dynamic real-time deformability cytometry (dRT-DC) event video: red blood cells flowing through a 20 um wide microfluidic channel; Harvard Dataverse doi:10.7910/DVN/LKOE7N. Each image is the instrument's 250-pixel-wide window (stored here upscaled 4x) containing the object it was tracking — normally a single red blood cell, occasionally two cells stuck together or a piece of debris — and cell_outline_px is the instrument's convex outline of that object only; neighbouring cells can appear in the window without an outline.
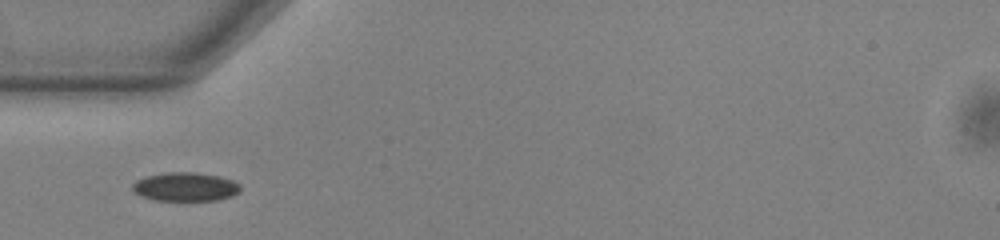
{"species": "common noctule bat (a hibernating species)", "species_latin": "Nyctalus noctula", "temperature_condition": "warm", "stored_images_in_passage": 37, "camera_frame_rate_fps": 3000, "um_per_image_px": 0.085, "animal": {"sex": "male", "body_mass_g": 13.0, "forearm_length_mm": 53.1}, "frame": {"image": 1, "passage_image": 1, "time_ms": 0.0, "image_size_px": [1000, 240], "cell_outline_px": [[240, 192], [232, 196], [216, 200], [152, 200], [136, 192], [132, 188], [132, 184], [136, 180], [148, 176], [168, 172], [196, 172], [220, 176], [232, 180], [240, 184]], "centroid_in_image_um": [15.8, 15.87], "position_along_channel_um": 69.2, "area_um2": 17.98}}
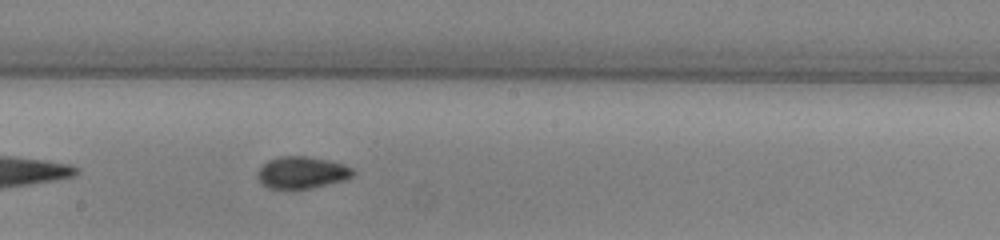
{"frame": {"image": 2, "passage_image": 13, "time_ms": 4.0, "image_size_px": [1000, 240], "cell_outline_px": [[356, 172], [352, 176], [344, 180], [312, 188], [268, 188], [260, 184], [256, 176], [256, 172], [268, 160], [280, 156], [308, 156], [328, 160], [344, 164], [352, 168]], "centroid_in_image_um": [25.64, 14.66], "position_along_channel_um": 222.6, "area_um2": 17.86}}
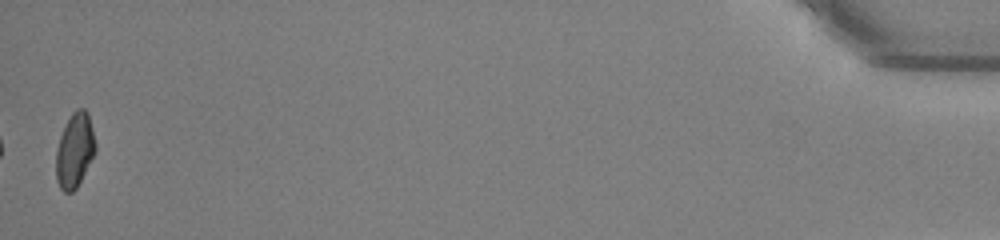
{"frame": {"image": 3, "passage_image": 37, "time_ms": 12.0, "image_size_px": [1000, 240], "cell_outline_px": [[96, 152], [76, 188], [72, 192], [64, 192], [60, 188], [56, 180], [56, 152], [60, 136], [72, 112], [76, 108], [84, 108], [88, 112], [96, 144]], "centroid_in_image_um": [6.36, 12.77], "position_along_channel_um": 428.8, "area_um2": 17.05}, "authors_computed_cell_mechanics": {"area_um2": 17.3978, "velocity_mm_per_s": 3.8332, "shape_relaxation_time_tau1_ms": 4.1079, "shape_relaxation_time_tau2_ms": 1.2551, "deformation_change_tau1": 0.0941, "deformation_change_tau2": 0.0551}}